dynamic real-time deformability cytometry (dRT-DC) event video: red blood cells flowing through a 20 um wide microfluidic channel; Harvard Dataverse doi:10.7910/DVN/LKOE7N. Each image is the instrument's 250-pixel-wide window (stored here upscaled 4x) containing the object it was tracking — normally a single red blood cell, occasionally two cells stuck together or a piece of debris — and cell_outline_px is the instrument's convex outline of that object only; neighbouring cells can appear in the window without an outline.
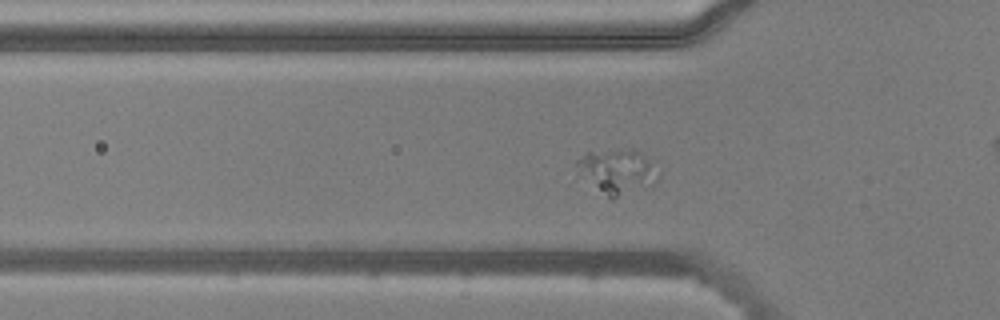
{"species": "common noctule bat (a hibernating species)", "species_latin": "Nyctalus noctula", "temperature_condition": "warm", "stored_images_in_passage": 31, "camera_frame_rate_fps": 3000, "um_per_image_px": 0.085, "animal": {"sex": "male", "body_mass_g": 20.5, "forearm_length_mm": 52.5}, "frame": {"image": 1, "passage_image": 12, "time_ms": 3.667, "image_size_px": [1000, 320], "cell_outline_px": [[660, 176], [648, 188], [612, 200], [576, 172], [576, 160], [588, 152], [632, 148], [640, 152], [644, 156]], "centroid_in_image_um": [52.45, 14.59], "position_along_channel_um": 73.4, "area_um2": 21.1}}
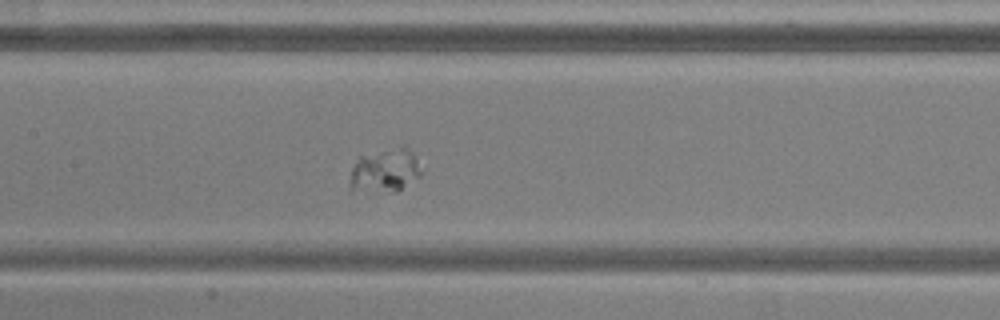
{"frame": {"image": 2, "passage_image": 20, "time_ms": 6.333, "image_size_px": [1000, 320], "cell_outline_px": [[424, 172], [420, 176], [396, 192], [352, 192], [352, 168], [360, 156], [404, 144], [408, 144], [424, 168]], "centroid_in_image_um": [32.82, 14.47], "position_along_channel_um": 174.6, "area_um2": 18.73}}
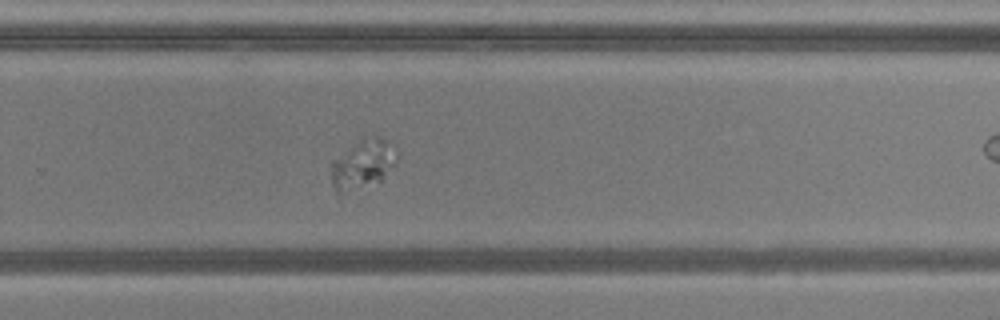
{"frame": {"image": 3, "passage_image": 30, "time_ms": 9.667, "image_size_px": [1000, 320], "cell_outline_px": [[400, 156], [396, 164], [380, 180], [340, 192], [336, 192], [332, 184], [332, 160], [364, 136], [380, 136]], "centroid_in_image_um": [30.85, 13.9], "position_along_channel_um": 298.9, "area_um2": 18.21}}